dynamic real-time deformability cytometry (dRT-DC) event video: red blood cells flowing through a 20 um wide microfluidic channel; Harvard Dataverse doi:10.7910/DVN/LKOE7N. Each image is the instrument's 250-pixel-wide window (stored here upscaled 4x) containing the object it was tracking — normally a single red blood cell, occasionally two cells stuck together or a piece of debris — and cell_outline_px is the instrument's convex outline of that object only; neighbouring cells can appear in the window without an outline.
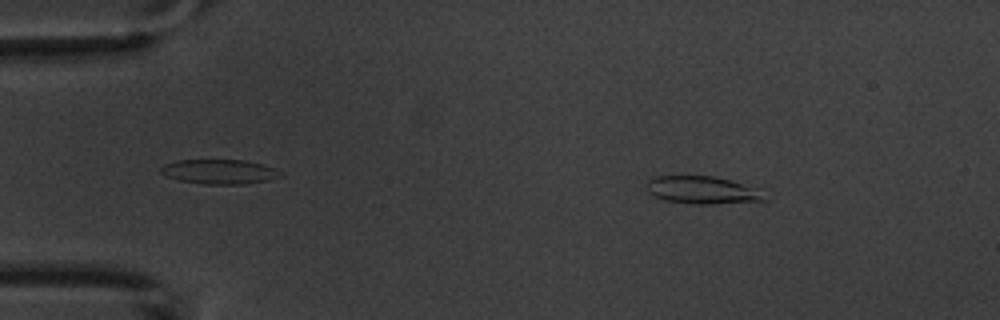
{"species": "common noctule bat (a hibernating species)", "species_latin": "Nyctalus noctula", "temperature_condition": "warm", "stored_images_in_passage": 5, "camera_frame_rate_fps": 3000, "um_per_image_px": 0.085, "animal": {"sex": "male", "body_mass_g": 20.1, "forearm_length_mm": 53.5}, "frame": {"image": 1, "passage_image": 2, "time_ms": 1.0, "image_size_px": [1000, 320], "cell_outline_px": [[768, 200], [712, 204], [692, 204], [664, 200], [648, 192], [644, 184], [648, 180], [656, 176], [716, 176], [756, 188]], "centroid_in_image_um": [59.64, 16.15], "position_along_channel_um": 25.4, "area_um2": 18.9}}